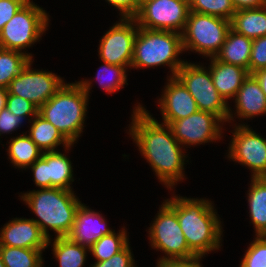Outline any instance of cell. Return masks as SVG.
<instances>
[{
  "label": "cell",
  "instance_id": "6da1fadb",
  "mask_svg": "<svg viewBox=\"0 0 266 267\" xmlns=\"http://www.w3.org/2000/svg\"><path fill=\"white\" fill-rule=\"evenodd\" d=\"M129 134L140 154L168 189L182 181L186 155L169 125L158 122L140 103L133 109Z\"/></svg>",
  "mask_w": 266,
  "mask_h": 267
},
{
  "label": "cell",
  "instance_id": "7a4b0ae2",
  "mask_svg": "<svg viewBox=\"0 0 266 267\" xmlns=\"http://www.w3.org/2000/svg\"><path fill=\"white\" fill-rule=\"evenodd\" d=\"M165 202L177 213L188 248L197 257L219 250L223 231L212 201L177 195Z\"/></svg>",
  "mask_w": 266,
  "mask_h": 267
},
{
  "label": "cell",
  "instance_id": "3957f363",
  "mask_svg": "<svg viewBox=\"0 0 266 267\" xmlns=\"http://www.w3.org/2000/svg\"><path fill=\"white\" fill-rule=\"evenodd\" d=\"M92 82L81 80L64 85L44 104L38 114L74 144L84 128Z\"/></svg>",
  "mask_w": 266,
  "mask_h": 267
},
{
  "label": "cell",
  "instance_id": "277c9868",
  "mask_svg": "<svg viewBox=\"0 0 266 267\" xmlns=\"http://www.w3.org/2000/svg\"><path fill=\"white\" fill-rule=\"evenodd\" d=\"M38 219L32 220L50 239L49 230L56 237H67L74 224L75 213L82 204L73 190L62 188H42L29 191L20 196Z\"/></svg>",
  "mask_w": 266,
  "mask_h": 267
},
{
  "label": "cell",
  "instance_id": "5b68a950",
  "mask_svg": "<svg viewBox=\"0 0 266 267\" xmlns=\"http://www.w3.org/2000/svg\"><path fill=\"white\" fill-rule=\"evenodd\" d=\"M180 53H183L182 34L138 27L130 68L165 65L171 70L169 77H175L178 69L186 62L179 60Z\"/></svg>",
  "mask_w": 266,
  "mask_h": 267
},
{
  "label": "cell",
  "instance_id": "8992f818",
  "mask_svg": "<svg viewBox=\"0 0 266 267\" xmlns=\"http://www.w3.org/2000/svg\"><path fill=\"white\" fill-rule=\"evenodd\" d=\"M230 29V20L190 11L182 32L183 51H195L206 58H213L224 44Z\"/></svg>",
  "mask_w": 266,
  "mask_h": 267
},
{
  "label": "cell",
  "instance_id": "52a82bcc",
  "mask_svg": "<svg viewBox=\"0 0 266 267\" xmlns=\"http://www.w3.org/2000/svg\"><path fill=\"white\" fill-rule=\"evenodd\" d=\"M49 20L42 7L27 2L0 32V48L24 53L22 50L40 41Z\"/></svg>",
  "mask_w": 266,
  "mask_h": 267
},
{
  "label": "cell",
  "instance_id": "ba28073f",
  "mask_svg": "<svg viewBox=\"0 0 266 267\" xmlns=\"http://www.w3.org/2000/svg\"><path fill=\"white\" fill-rule=\"evenodd\" d=\"M196 101L199 111L217 115L223 122L234 121L230 105L220 96L213 84L210 69L185 62L176 74ZM229 105V107H228ZM230 120V121H229Z\"/></svg>",
  "mask_w": 266,
  "mask_h": 267
},
{
  "label": "cell",
  "instance_id": "9c48e42d",
  "mask_svg": "<svg viewBox=\"0 0 266 267\" xmlns=\"http://www.w3.org/2000/svg\"><path fill=\"white\" fill-rule=\"evenodd\" d=\"M148 229L151 247L165 253L158 260L193 259L197 256L188 248L178 223L177 213L164 201ZM167 256V257H166Z\"/></svg>",
  "mask_w": 266,
  "mask_h": 267
},
{
  "label": "cell",
  "instance_id": "30bf717a",
  "mask_svg": "<svg viewBox=\"0 0 266 267\" xmlns=\"http://www.w3.org/2000/svg\"><path fill=\"white\" fill-rule=\"evenodd\" d=\"M189 12V0H141L134 19L138 27L182 34Z\"/></svg>",
  "mask_w": 266,
  "mask_h": 267
},
{
  "label": "cell",
  "instance_id": "8fae6325",
  "mask_svg": "<svg viewBox=\"0 0 266 267\" xmlns=\"http://www.w3.org/2000/svg\"><path fill=\"white\" fill-rule=\"evenodd\" d=\"M32 63L33 61L30 60L22 71L12 79L7 90L8 94L29 100L40 108L65 82L60 76L50 71L33 69Z\"/></svg>",
  "mask_w": 266,
  "mask_h": 267
},
{
  "label": "cell",
  "instance_id": "7c38bea8",
  "mask_svg": "<svg viewBox=\"0 0 266 267\" xmlns=\"http://www.w3.org/2000/svg\"><path fill=\"white\" fill-rule=\"evenodd\" d=\"M233 128L228 158L249 168L251 177H266V139L247 124H236Z\"/></svg>",
  "mask_w": 266,
  "mask_h": 267
},
{
  "label": "cell",
  "instance_id": "4fadbf2b",
  "mask_svg": "<svg viewBox=\"0 0 266 267\" xmlns=\"http://www.w3.org/2000/svg\"><path fill=\"white\" fill-rule=\"evenodd\" d=\"M137 32L138 25L134 18H120V22L113 24L99 41L101 61L130 68Z\"/></svg>",
  "mask_w": 266,
  "mask_h": 267
},
{
  "label": "cell",
  "instance_id": "5bb4252c",
  "mask_svg": "<svg viewBox=\"0 0 266 267\" xmlns=\"http://www.w3.org/2000/svg\"><path fill=\"white\" fill-rule=\"evenodd\" d=\"M224 122L215 114L197 111L186 118L173 121L169 126L176 140L183 145L195 146L222 138Z\"/></svg>",
  "mask_w": 266,
  "mask_h": 267
},
{
  "label": "cell",
  "instance_id": "9a60e30c",
  "mask_svg": "<svg viewBox=\"0 0 266 267\" xmlns=\"http://www.w3.org/2000/svg\"><path fill=\"white\" fill-rule=\"evenodd\" d=\"M34 184L42 188H62L72 190V163L64 153L57 151L43 152L31 166Z\"/></svg>",
  "mask_w": 266,
  "mask_h": 267
},
{
  "label": "cell",
  "instance_id": "2e32d148",
  "mask_svg": "<svg viewBox=\"0 0 266 267\" xmlns=\"http://www.w3.org/2000/svg\"><path fill=\"white\" fill-rule=\"evenodd\" d=\"M167 81L159 98L158 108L162 114V123L170 125L175 120L196 113L198 107L192 95L176 76L167 78Z\"/></svg>",
  "mask_w": 266,
  "mask_h": 267
},
{
  "label": "cell",
  "instance_id": "e0dca14e",
  "mask_svg": "<svg viewBox=\"0 0 266 267\" xmlns=\"http://www.w3.org/2000/svg\"><path fill=\"white\" fill-rule=\"evenodd\" d=\"M52 238L48 239L41 228L32 220L14 218L3 225L0 232V246L29 249H46Z\"/></svg>",
  "mask_w": 266,
  "mask_h": 267
},
{
  "label": "cell",
  "instance_id": "ac0fdd59",
  "mask_svg": "<svg viewBox=\"0 0 266 267\" xmlns=\"http://www.w3.org/2000/svg\"><path fill=\"white\" fill-rule=\"evenodd\" d=\"M112 231L101 214L82 203L75 213L74 224L67 237L74 243L90 248L103 235Z\"/></svg>",
  "mask_w": 266,
  "mask_h": 267
},
{
  "label": "cell",
  "instance_id": "d6986e66",
  "mask_svg": "<svg viewBox=\"0 0 266 267\" xmlns=\"http://www.w3.org/2000/svg\"><path fill=\"white\" fill-rule=\"evenodd\" d=\"M210 59L209 69L213 84L220 96L227 102L236 96L244 80L249 76L247 69L243 67L227 64L222 61H217L214 58Z\"/></svg>",
  "mask_w": 266,
  "mask_h": 267
},
{
  "label": "cell",
  "instance_id": "ffe728a7",
  "mask_svg": "<svg viewBox=\"0 0 266 267\" xmlns=\"http://www.w3.org/2000/svg\"><path fill=\"white\" fill-rule=\"evenodd\" d=\"M233 99L237 118L250 120L258 115H266V96L252 74L244 80Z\"/></svg>",
  "mask_w": 266,
  "mask_h": 267
},
{
  "label": "cell",
  "instance_id": "44dd1931",
  "mask_svg": "<svg viewBox=\"0 0 266 267\" xmlns=\"http://www.w3.org/2000/svg\"><path fill=\"white\" fill-rule=\"evenodd\" d=\"M252 43V39L230 29L224 44L213 58L217 61L243 67L249 72Z\"/></svg>",
  "mask_w": 266,
  "mask_h": 267
},
{
  "label": "cell",
  "instance_id": "7402d4cb",
  "mask_svg": "<svg viewBox=\"0 0 266 267\" xmlns=\"http://www.w3.org/2000/svg\"><path fill=\"white\" fill-rule=\"evenodd\" d=\"M29 137L38 146L42 152L56 151L57 146L63 144L68 151L72 145L62 133L50 122L37 114L31 121Z\"/></svg>",
  "mask_w": 266,
  "mask_h": 267
},
{
  "label": "cell",
  "instance_id": "603a6c76",
  "mask_svg": "<svg viewBox=\"0 0 266 267\" xmlns=\"http://www.w3.org/2000/svg\"><path fill=\"white\" fill-rule=\"evenodd\" d=\"M231 21V29L250 39L266 36V5L260 8L237 10Z\"/></svg>",
  "mask_w": 266,
  "mask_h": 267
},
{
  "label": "cell",
  "instance_id": "cb8c5ba5",
  "mask_svg": "<svg viewBox=\"0 0 266 267\" xmlns=\"http://www.w3.org/2000/svg\"><path fill=\"white\" fill-rule=\"evenodd\" d=\"M247 198L256 236H266V177H251Z\"/></svg>",
  "mask_w": 266,
  "mask_h": 267
},
{
  "label": "cell",
  "instance_id": "d4e9b609",
  "mask_svg": "<svg viewBox=\"0 0 266 267\" xmlns=\"http://www.w3.org/2000/svg\"><path fill=\"white\" fill-rule=\"evenodd\" d=\"M7 152L13 166L25 170L42 156V151L25 133L12 137Z\"/></svg>",
  "mask_w": 266,
  "mask_h": 267
},
{
  "label": "cell",
  "instance_id": "484cf974",
  "mask_svg": "<svg viewBox=\"0 0 266 267\" xmlns=\"http://www.w3.org/2000/svg\"><path fill=\"white\" fill-rule=\"evenodd\" d=\"M53 254L59 267H83L88 247L72 242L68 237H54Z\"/></svg>",
  "mask_w": 266,
  "mask_h": 267
},
{
  "label": "cell",
  "instance_id": "4316f807",
  "mask_svg": "<svg viewBox=\"0 0 266 267\" xmlns=\"http://www.w3.org/2000/svg\"><path fill=\"white\" fill-rule=\"evenodd\" d=\"M0 48V87L8 88L10 82L32 59V54Z\"/></svg>",
  "mask_w": 266,
  "mask_h": 267
},
{
  "label": "cell",
  "instance_id": "83f0119b",
  "mask_svg": "<svg viewBox=\"0 0 266 267\" xmlns=\"http://www.w3.org/2000/svg\"><path fill=\"white\" fill-rule=\"evenodd\" d=\"M128 235L124 228L116 234L115 230L108 235H103L89 249L96 262L111 258L120 252L128 243Z\"/></svg>",
  "mask_w": 266,
  "mask_h": 267
},
{
  "label": "cell",
  "instance_id": "f1b7e54d",
  "mask_svg": "<svg viewBox=\"0 0 266 267\" xmlns=\"http://www.w3.org/2000/svg\"><path fill=\"white\" fill-rule=\"evenodd\" d=\"M44 250L0 246L5 267H36L43 260L42 251Z\"/></svg>",
  "mask_w": 266,
  "mask_h": 267
},
{
  "label": "cell",
  "instance_id": "f546056e",
  "mask_svg": "<svg viewBox=\"0 0 266 267\" xmlns=\"http://www.w3.org/2000/svg\"><path fill=\"white\" fill-rule=\"evenodd\" d=\"M126 70L128 69L125 66L103 62L96 75L97 82H99L102 90L104 89L107 94H112L120 88H124L125 84H128ZM107 74H109V78H107Z\"/></svg>",
  "mask_w": 266,
  "mask_h": 267
},
{
  "label": "cell",
  "instance_id": "4dcf8cb0",
  "mask_svg": "<svg viewBox=\"0 0 266 267\" xmlns=\"http://www.w3.org/2000/svg\"><path fill=\"white\" fill-rule=\"evenodd\" d=\"M190 11L231 20L236 12L231 0H189Z\"/></svg>",
  "mask_w": 266,
  "mask_h": 267
},
{
  "label": "cell",
  "instance_id": "1f68e13d",
  "mask_svg": "<svg viewBox=\"0 0 266 267\" xmlns=\"http://www.w3.org/2000/svg\"><path fill=\"white\" fill-rule=\"evenodd\" d=\"M239 267H266V236H256Z\"/></svg>",
  "mask_w": 266,
  "mask_h": 267
},
{
  "label": "cell",
  "instance_id": "d6a6232c",
  "mask_svg": "<svg viewBox=\"0 0 266 267\" xmlns=\"http://www.w3.org/2000/svg\"><path fill=\"white\" fill-rule=\"evenodd\" d=\"M6 108L15 115L30 117V119H27L28 121H31L38 114L39 110L31 101L13 94H8Z\"/></svg>",
  "mask_w": 266,
  "mask_h": 267
},
{
  "label": "cell",
  "instance_id": "836d02e7",
  "mask_svg": "<svg viewBox=\"0 0 266 267\" xmlns=\"http://www.w3.org/2000/svg\"><path fill=\"white\" fill-rule=\"evenodd\" d=\"M266 68V36L253 39L249 62V74Z\"/></svg>",
  "mask_w": 266,
  "mask_h": 267
},
{
  "label": "cell",
  "instance_id": "e575fe53",
  "mask_svg": "<svg viewBox=\"0 0 266 267\" xmlns=\"http://www.w3.org/2000/svg\"><path fill=\"white\" fill-rule=\"evenodd\" d=\"M130 248L128 243L120 252L114 254L111 258L101 262H94L90 267H135Z\"/></svg>",
  "mask_w": 266,
  "mask_h": 267
},
{
  "label": "cell",
  "instance_id": "d590c367",
  "mask_svg": "<svg viewBox=\"0 0 266 267\" xmlns=\"http://www.w3.org/2000/svg\"><path fill=\"white\" fill-rule=\"evenodd\" d=\"M26 3L25 0H0V32Z\"/></svg>",
  "mask_w": 266,
  "mask_h": 267
},
{
  "label": "cell",
  "instance_id": "8d00e7d4",
  "mask_svg": "<svg viewBox=\"0 0 266 267\" xmlns=\"http://www.w3.org/2000/svg\"><path fill=\"white\" fill-rule=\"evenodd\" d=\"M26 118L11 113L5 107L0 114V136L18 130Z\"/></svg>",
  "mask_w": 266,
  "mask_h": 267
},
{
  "label": "cell",
  "instance_id": "74e56055",
  "mask_svg": "<svg viewBox=\"0 0 266 267\" xmlns=\"http://www.w3.org/2000/svg\"><path fill=\"white\" fill-rule=\"evenodd\" d=\"M120 12V18H134L140 8L141 0H105Z\"/></svg>",
  "mask_w": 266,
  "mask_h": 267
},
{
  "label": "cell",
  "instance_id": "f35d334b",
  "mask_svg": "<svg viewBox=\"0 0 266 267\" xmlns=\"http://www.w3.org/2000/svg\"><path fill=\"white\" fill-rule=\"evenodd\" d=\"M200 257L193 259L158 260L156 267H202Z\"/></svg>",
  "mask_w": 266,
  "mask_h": 267
},
{
  "label": "cell",
  "instance_id": "ab89813d",
  "mask_svg": "<svg viewBox=\"0 0 266 267\" xmlns=\"http://www.w3.org/2000/svg\"><path fill=\"white\" fill-rule=\"evenodd\" d=\"M235 10L260 8L266 5V0H231Z\"/></svg>",
  "mask_w": 266,
  "mask_h": 267
},
{
  "label": "cell",
  "instance_id": "60d3db41",
  "mask_svg": "<svg viewBox=\"0 0 266 267\" xmlns=\"http://www.w3.org/2000/svg\"><path fill=\"white\" fill-rule=\"evenodd\" d=\"M252 75L256 78V80L260 85V88L262 89V91L266 96V68L257 70Z\"/></svg>",
  "mask_w": 266,
  "mask_h": 267
},
{
  "label": "cell",
  "instance_id": "b9f144b4",
  "mask_svg": "<svg viewBox=\"0 0 266 267\" xmlns=\"http://www.w3.org/2000/svg\"><path fill=\"white\" fill-rule=\"evenodd\" d=\"M8 96V90L6 88L0 87V114L1 111L6 107Z\"/></svg>",
  "mask_w": 266,
  "mask_h": 267
},
{
  "label": "cell",
  "instance_id": "7bdbcfd3",
  "mask_svg": "<svg viewBox=\"0 0 266 267\" xmlns=\"http://www.w3.org/2000/svg\"><path fill=\"white\" fill-rule=\"evenodd\" d=\"M0 267H5L3 260H2V257H1V254H0Z\"/></svg>",
  "mask_w": 266,
  "mask_h": 267
},
{
  "label": "cell",
  "instance_id": "ee69618b",
  "mask_svg": "<svg viewBox=\"0 0 266 267\" xmlns=\"http://www.w3.org/2000/svg\"><path fill=\"white\" fill-rule=\"evenodd\" d=\"M44 261L42 260L36 267H42L44 264Z\"/></svg>",
  "mask_w": 266,
  "mask_h": 267
}]
</instances>
